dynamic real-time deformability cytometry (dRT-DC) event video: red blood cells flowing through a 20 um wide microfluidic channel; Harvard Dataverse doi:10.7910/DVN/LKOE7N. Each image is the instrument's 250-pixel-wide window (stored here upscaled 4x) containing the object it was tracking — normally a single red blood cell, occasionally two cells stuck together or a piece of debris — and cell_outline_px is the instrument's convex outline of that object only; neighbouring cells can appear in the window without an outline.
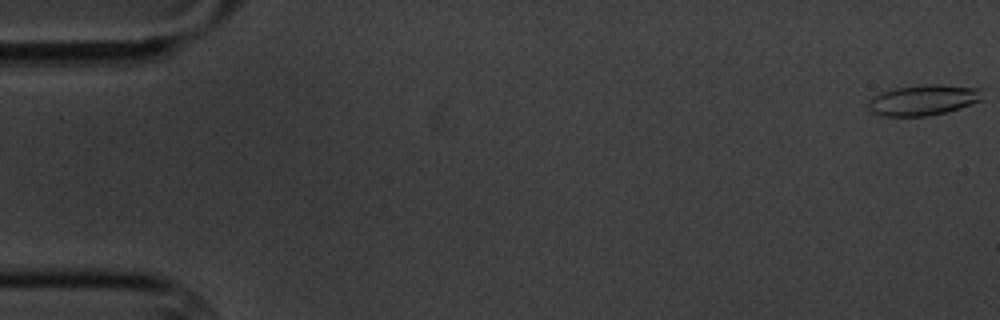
{"species": "common noctule bat (a hibernating species)", "species_latin": "Nyctalus noctula", "temperature_condition": "cold", "stored_images_in_passage": 8, "camera_frame_rate_fps": 3000, "um_per_image_px": 0.085, "animal": {"sex": "male", "body_mass_g": 20.1, "forearm_length_mm": 53.5}, "frame": {"image": 1, "passage_image": 1, "time_ms": 0.0, "image_size_px": [1000, 320], "cell_outline_px": [[980, 100], [960, 108], [928, 116], [884, 116], [872, 112], [868, 108], [868, 100], [884, 92], [896, 88], [924, 84], [940, 84], [980, 88]], "centroid_in_image_um": [78.46, 8.5], "position_along_channel_um": 6.5, "area_um2": 20.0}}
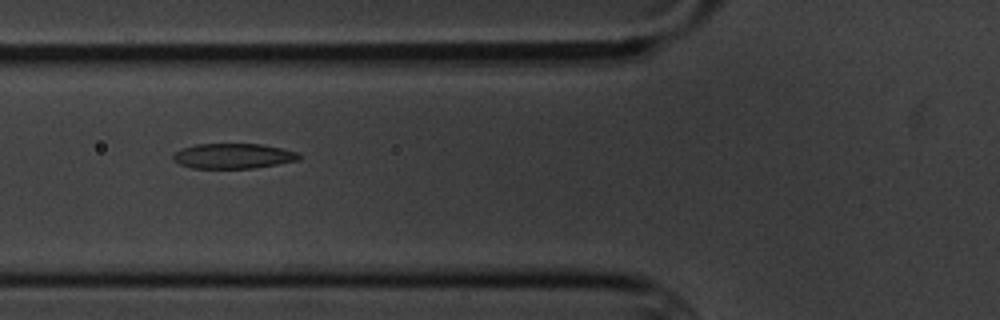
{"frame": {"image": 2, "passage_image": 7, "time_ms": 7.0, "image_size_px": [1000, 320], "cell_outline_px": [[300, 160], [252, 168], [192, 168], [180, 164], [172, 160], [172, 156], [180, 148], [196, 144], [260, 144], [280, 148], [296, 152], [300, 156]], "centroid_in_image_um": [19.77, 13.26], "position_along_channel_um": 106.0, "area_um2": 18.32}}
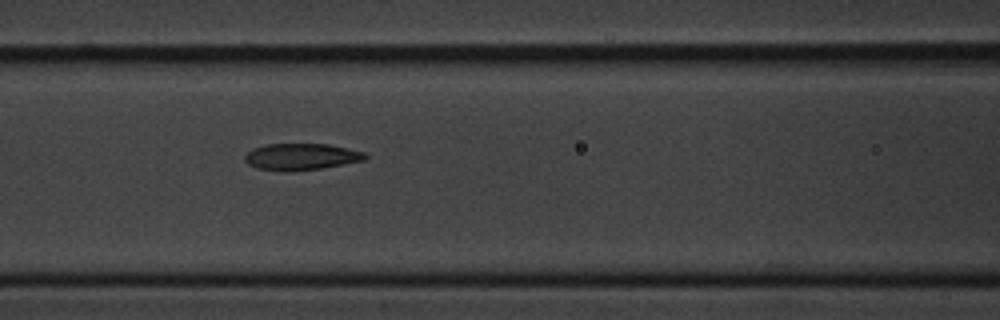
{"frame": {"image": 3, "passage_image": 8, "time_ms": 8.0, "image_size_px": [1000, 320], "cell_outline_px": [[368, 156], [364, 160], [344, 164], [320, 168], [284, 172], [280, 172], [256, 168], [248, 164], [244, 160], [244, 156], [252, 148], [264, 144], [328, 144], [348, 148], [364, 152]], "centroid_in_image_um": [25.56, 13.32], "position_along_channel_um": 141.0, "area_um2": 18.79}}